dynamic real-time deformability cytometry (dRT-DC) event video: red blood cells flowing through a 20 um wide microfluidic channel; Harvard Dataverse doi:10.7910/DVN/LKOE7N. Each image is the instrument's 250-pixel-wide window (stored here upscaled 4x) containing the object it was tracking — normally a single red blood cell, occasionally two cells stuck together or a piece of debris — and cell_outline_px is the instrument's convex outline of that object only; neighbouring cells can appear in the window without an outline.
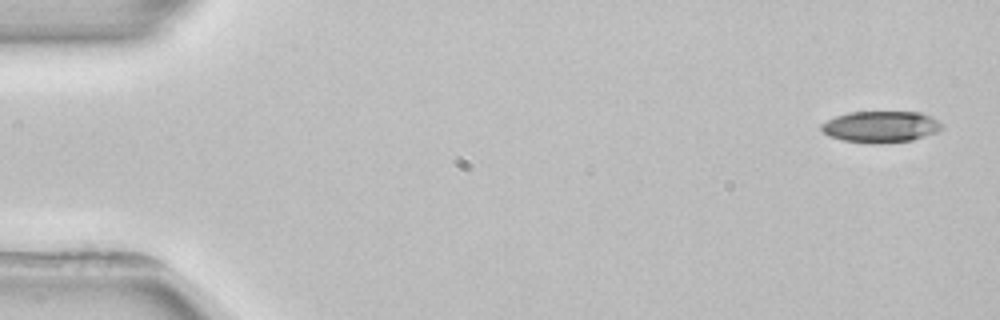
{"species": "common noctule bat (a hibernating species)", "species_latin": "Nyctalus noctula", "temperature_condition": "room temperature", "stored_images_in_passage": 4, "camera_frame_rate_fps": 3000, "um_per_image_px": 0.085, "animal": {"sex": "female", "body_mass_g": 22.7, "forearm_length_mm": 54.2}, "frame": {"image": 1, "passage_image": 1, "time_ms": 0.0, "image_size_px": [1000, 320], "cell_outline_px": [[940, 128], [936, 132], [912, 140], [872, 144], [844, 140], [828, 136], [820, 128], [820, 124], [836, 116], [848, 112], [920, 112], [932, 116], [940, 124]], "centroid_in_image_um": [74.82, 10.77], "position_along_channel_um": 10.2, "area_um2": 21.85}}
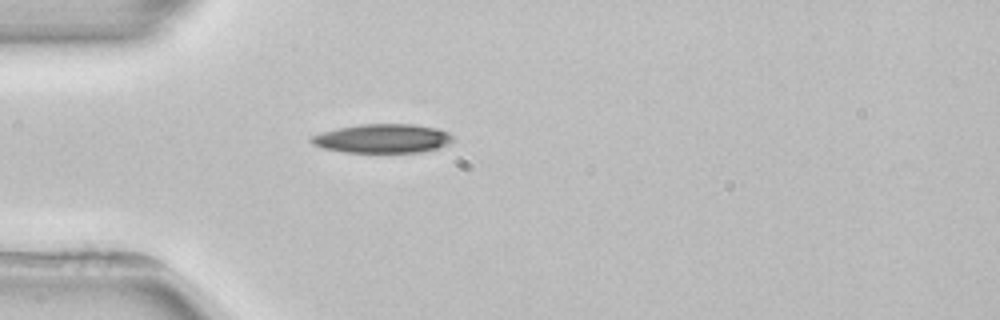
{"frame": {"image": 2, "passage_image": 4, "time_ms": 4.333, "image_size_px": [1000, 320], "cell_outline_px": [[456, 140], [448, 144], [436, 148], [420, 152], [344, 152], [324, 148], [312, 144], [308, 140], [312, 136], [336, 128], [360, 124], [412, 124], [436, 128], [448, 132], [456, 136]], "centroid_in_image_um": [32.55, 11.77], "position_along_channel_um": 52.4, "area_um2": 23.93}}